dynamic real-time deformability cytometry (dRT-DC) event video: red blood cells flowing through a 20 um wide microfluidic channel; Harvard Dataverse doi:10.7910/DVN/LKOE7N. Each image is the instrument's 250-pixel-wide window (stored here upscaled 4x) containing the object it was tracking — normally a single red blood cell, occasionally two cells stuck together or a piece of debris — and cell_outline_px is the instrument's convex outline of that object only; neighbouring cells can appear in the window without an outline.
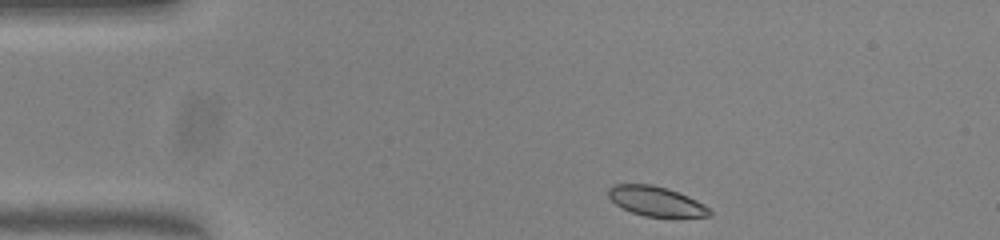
{"species": "common noctule bat (a hibernating species)", "species_latin": "Nyctalus noctula", "temperature_condition": "warm", "stored_images_in_passage": 45, "camera_frame_rate_fps": 3000, "um_per_image_px": 0.085, "animal": {"sex": "female", "body_mass_g": 23.0, "forearm_length_mm": 53.4}, "frame": {"image": 1, "passage_image": 1, "time_ms": 0.0, "image_size_px": [1000, 240], "cell_outline_px": [[712, 216], [644, 216], [632, 212], [616, 204], [608, 196], [608, 188], [612, 184], [652, 184], [668, 188], [688, 196], [704, 204], [712, 212]], "centroid_in_image_um": [55.75, 17.08], "position_along_channel_um": 29.3, "area_um2": 17.34}}
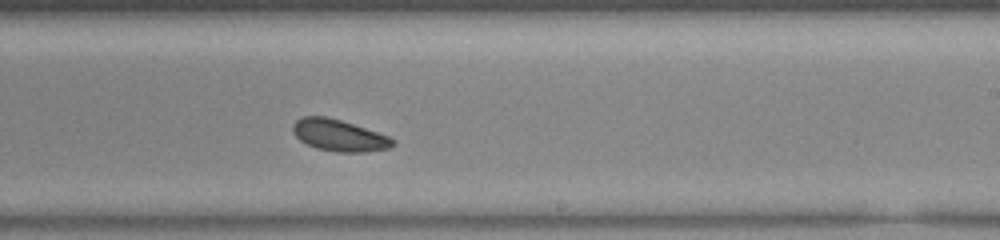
{"frame": {"image": 2, "passage_image": 24, "time_ms": 7.667, "image_size_px": [1000, 240], "cell_outline_px": [[396, 144], [392, 148], [364, 152], [336, 152], [316, 148], [300, 140], [292, 132], [292, 124], [300, 116], [324, 116], [340, 120], [388, 136], [396, 140]], "centroid_in_image_um": [28.82, 11.51], "position_along_channel_um": 260.2, "area_um2": 18.44}}
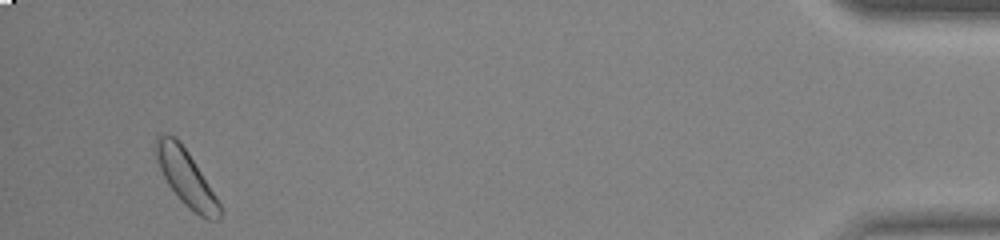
{"frame": {"image": 3, "passage_image": 43, "time_ms": 14.0, "image_size_px": [1000, 240], "cell_outline_px": [[220, 220], [208, 220], [200, 216], [184, 204], [180, 200], [168, 184], [160, 168], [156, 156], [156, 136], [176, 136], [188, 152], [216, 196], [220, 204]], "centroid_in_image_um": [15.83, 15.14], "position_along_channel_um": 419.4, "area_um2": 20.17}}